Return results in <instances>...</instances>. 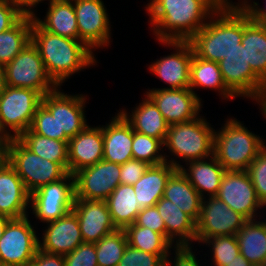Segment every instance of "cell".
<instances>
[{
    "label": "cell",
    "mask_w": 266,
    "mask_h": 266,
    "mask_svg": "<svg viewBox=\"0 0 266 266\" xmlns=\"http://www.w3.org/2000/svg\"><path fill=\"white\" fill-rule=\"evenodd\" d=\"M225 266H253L249 263L241 254L231 260L229 263H225Z\"/></svg>",
    "instance_id": "51"
},
{
    "label": "cell",
    "mask_w": 266,
    "mask_h": 266,
    "mask_svg": "<svg viewBox=\"0 0 266 266\" xmlns=\"http://www.w3.org/2000/svg\"><path fill=\"white\" fill-rule=\"evenodd\" d=\"M79 40L93 52L107 49L113 43L110 13L103 0H73ZM112 42V43H111Z\"/></svg>",
    "instance_id": "13"
},
{
    "label": "cell",
    "mask_w": 266,
    "mask_h": 266,
    "mask_svg": "<svg viewBox=\"0 0 266 266\" xmlns=\"http://www.w3.org/2000/svg\"><path fill=\"white\" fill-rule=\"evenodd\" d=\"M202 198L217 195L226 172L213 155L202 160H193L179 168Z\"/></svg>",
    "instance_id": "26"
},
{
    "label": "cell",
    "mask_w": 266,
    "mask_h": 266,
    "mask_svg": "<svg viewBox=\"0 0 266 266\" xmlns=\"http://www.w3.org/2000/svg\"><path fill=\"white\" fill-rule=\"evenodd\" d=\"M0 139H11L6 132L2 129L1 125H0Z\"/></svg>",
    "instance_id": "57"
},
{
    "label": "cell",
    "mask_w": 266,
    "mask_h": 266,
    "mask_svg": "<svg viewBox=\"0 0 266 266\" xmlns=\"http://www.w3.org/2000/svg\"><path fill=\"white\" fill-rule=\"evenodd\" d=\"M117 229H125L134 224L142 210L136 200L133 185L119 184L105 200Z\"/></svg>",
    "instance_id": "33"
},
{
    "label": "cell",
    "mask_w": 266,
    "mask_h": 266,
    "mask_svg": "<svg viewBox=\"0 0 266 266\" xmlns=\"http://www.w3.org/2000/svg\"><path fill=\"white\" fill-rule=\"evenodd\" d=\"M6 86H7V84H6L4 67H3V65L0 64V96L5 91Z\"/></svg>",
    "instance_id": "52"
},
{
    "label": "cell",
    "mask_w": 266,
    "mask_h": 266,
    "mask_svg": "<svg viewBox=\"0 0 266 266\" xmlns=\"http://www.w3.org/2000/svg\"><path fill=\"white\" fill-rule=\"evenodd\" d=\"M198 247L202 250H204L203 248L205 247V251L208 249L206 252L204 251L205 254L203 255L205 258L206 256L208 257V262H211L209 263L210 266H225V263H229L240 254L238 241L235 235L207 238Z\"/></svg>",
    "instance_id": "37"
},
{
    "label": "cell",
    "mask_w": 266,
    "mask_h": 266,
    "mask_svg": "<svg viewBox=\"0 0 266 266\" xmlns=\"http://www.w3.org/2000/svg\"><path fill=\"white\" fill-rule=\"evenodd\" d=\"M3 67L8 86L32 89L42 97L58 87L49 77L40 53L32 42Z\"/></svg>",
    "instance_id": "11"
},
{
    "label": "cell",
    "mask_w": 266,
    "mask_h": 266,
    "mask_svg": "<svg viewBox=\"0 0 266 266\" xmlns=\"http://www.w3.org/2000/svg\"><path fill=\"white\" fill-rule=\"evenodd\" d=\"M259 111L261 112L262 114V118H264V120H266V100L264 102V104L262 106H258Z\"/></svg>",
    "instance_id": "56"
},
{
    "label": "cell",
    "mask_w": 266,
    "mask_h": 266,
    "mask_svg": "<svg viewBox=\"0 0 266 266\" xmlns=\"http://www.w3.org/2000/svg\"><path fill=\"white\" fill-rule=\"evenodd\" d=\"M247 219L233 211L216 196L202 199L200 215L196 221L197 247L207 238L236 235Z\"/></svg>",
    "instance_id": "15"
},
{
    "label": "cell",
    "mask_w": 266,
    "mask_h": 266,
    "mask_svg": "<svg viewBox=\"0 0 266 266\" xmlns=\"http://www.w3.org/2000/svg\"><path fill=\"white\" fill-rule=\"evenodd\" d=\"M133 159L144 161L148 165H157L164 163V145L157 138L140 134L133 130L132 143Z\"/></svg>",
    "instance_id": "39"
},
{
    "label": "cell",
    "mask_w": 266,
    "mask_h": 266,
    "mask_svg": "<svg viewBox=\"0 0 266 266\" xmlns=\"http://www.w3.org/2000/svg\"><path fill=\"white\" fill-rule=\"evenodd\" d=\"M149 166L150 165H148L146 162L136 159H131L126 163L121 164L120 184H135L142 177Z\"/></svg>",
    "instance_id": "47"
},
{
    "label": "cell",
    "mask_w": 266,
    "mask_h": 266,
    "mask_svg": "<svg viewBox=\"0 0 266 266\" xmlns=\"http://www.w3.org/2000/svg\"><path fill=\"white\" fill-rule=\"evenodd\" d=\"M159 45L171 51L167 55L156 58L147 65L149 73L167 85L161 89H183L190 85V64L193 49L189 41H158Z\"/></svg>",
    "instance_id": "14"
},
{
    "label": "cell",
    "mask_w": 266,
    "mask_h": 266,
    "mask_svg": "<svg viewBox=\"0 0 266 266\" xmlns=\"http://www.w3.org/2000/svg\"><path fill=\"white\" fill-rule=\"evenodd\" d=\"M166 258L127 245L118 266H164Z\"/></svg>",
    "instance_id": "43"
},
{
    "label": "cell",
    "mask_w": 266,
    "mask_h": 266,
    "mask_svg": "<svg viewBox=\"0 0 266 266\" xmlns=\"http://www.w3.org/2000/svg\"><path fill=\"white\" fill-rule=\"evenodd\" d=\"M262 205L266 208V147L246 170Z\"/></svg>",
    "instance_id": "40"
},
{
    "label": "cell",
    "mask_w": 266,
    "mask_h": 266,
    "mask_svg": "<svg viewBox=\"0 0 266 266\" xmlns=\"http://www.w3.org/2000/svg\"><path fill=\"white\" fill-rule=\"evenodd\" d=\"M128 245L158 256H168L174 247L162 234L150 228L132 224L125 229Z\"/></svg>",
    "instance_id": "36"
},
{
    "label": "cell",
    "mask_w": 266,
    "mask_h": 266,
    "mask_svg": "<svg viewBox=\"0 0 266 266\" xmlns=\"http://www.w3.org/2000/svg\"><path fill=\"white\" fill-rule=\"evenodd\" d=\"M121 164L101 160L76 172L75 199L106 200L120 184Z\"/></svg>",
    "instance_id": "18"
},
{
    "label": "cell",
    "mask_w": 266,
    "mask_h": 266,
    "mask_svg": "<svg viewBox=\"0 0 266 266\" xmlns=\"http://www.w3.org/2000/svg\"><path fill=\"white\" fill-rule=\"evenodd\" d=\"M41 3L48 5L44 17L37 13L39 11L37 7H40ZM29 12L42 29L62 37L79 40L73 0H40L29 9Z\"/></svg>",
    "instance_id": "21"
},
{
    "label": "cell",
    "mask_w": 266,
    "mask_h": 266,
    "mask_svg": "<svg viewBox=\"0 0 266 266\" xmlns=\"http://www.w3.org/2000/svg\"><path fill=\"white\" fill-rule=\"evenodd\" d=\"M163 198L175 203L195 222L198 220L203 198L180 169H176L167 180Z\"/></svg>",
    "instance_id": "32"
},
{
    "label": "cell",
    "mask_w": 266,
    "mask_h": 266,
    "mask_svg": "<svg viewBox=\"0 0 266 266\" xmlns=\"http://www.w3.org/2000/svg\"><path fill=\"white\" fill-rule=\"evenodd\" d=\"M265 217L247 220L235 235L240 254L253 266H266Z\"/></svg>",
    "instance_id": "31"
},
{
    "label": "cell",
    "mask_w": 266,
    "mask_h": 266,
    "mask_svg": "<svg viewBox=\"0 0 266 266\" xmlns=\"http://www.w3.org/2000/svg\"><path fill=\"white\" fill-rule=\"evenodd\" d=\"M237 1V0H236ZM238 3L250 14L251 18L260 24L266 25V0L261 6L256 0H238Z\"/></svg>",
    "instance_id": "49"
},
{
    "label": "cell",
    "mask_w": 266,
    "mask_h": 266,
    "mask_svg": "<svg viewBox=\"0 0 266 266\" xmlns=\"http://www.w3.org/2000/svg\"><path fill=\"white\" fill-rule=\"evenodd\" d=\"M197 250L198 248L195 249L194 245L174 246L165 259L164 266H203L206 264L207 258L204 257V259H202V256L204 255H201L200 253L202 252L203 254V251L199 250L198 254L201 259H198L199 257L196 253ZM202 260H205V262Z\"/></svg>",
    "instance_id": "41"
},
{
    "label": "cell",
    "mask_w": 266,
    "mask_h": 266,
    "mask_svg": "<svg viewBox=\"0 0 266 266\" xmlns=\"http://www.w3.org/2000/svg\"><path fill=\"white\" fill-rule=\"evenodd\" d=\"M147 90V91H146ZM145 93L153 100L169 125L194 120L203 113L202 98L190 88H147Z\"/></svg>",
    "instance_id": "17"
},
{
    "label": "cell",
    "mask_w": 266,
    "mask_h": 266,
    "mask_svg": "<svg viewBox=\"0 0 266 266\" xmlns=\"http://www.w3.org/2000/svg\"><path fill=\"white\" fill-rule=\"evenodd\" d=\"M31 42L37 47L49 77L58 87L65 86L64 83L72 76L99 66L97 54L84 42L48 32L34 20Z\"/></svg>",
    "instance_id": "2"
},
{
    "label": "cell",
    "mask_w": 266,
    "mask_h": 266,
    "mask_svg": "<svg viewBox=\"0 0 266 266\" xmlns=\"http://www.w3.org/2000/svg\"><path fill=\"white\" fill-rule=\"evenodd\" d=\"M211 124L206 114H201L194 120L169 125L163 143L166 162L179 169L189 161L213 156L215 126Z\"/></svg>",
    "instance_id": "5"
},
{
    "label": "cell",
    "mask_w": 266,
    "mask_h": 266,
    "mask_svg": "<svg viewBox=\"0 0 266 266\" xmlns=\"http://www.w3.org/2000/svg\"><path fill=\"white\" fill-rule=\"evenodd\" d=\"M134 224L150 228L166 238V226L156 206L143 208L137 215Z\"/></svg>",
    "instance_id": "46"
},
{
    "label": "cell",
    "mask_w": 266,
    "mask_h": 266,
    "mask_svg": "<svg viewBox=\"0 0 266 266\" xmlns=\"http://www.w3.org/2000/svg\"><path fill=\"white\" fill-rule=\"evenodd\" d=\"M246 62L266 84V25L255 22L244 9V31L241 41Z\"/></svg>",
    "instance_id": "29"
},
{
    "label": "cell",
    "mask_w": 266,
    "mask_h": 266,
    "mask_svg": "<svg viewBox=\"0 0 266 266\" xmlns=\"http://www.w3.org/2000/svg\"><path fill=\"white\" fill-rule=\"evenodd\" d=\"M189 88L197 97H201L199 89L215 91L216 96L225 101H234L236 96L226 87L218 62L207 61L197 57L193 52L190 64V85Z\"/></svg>",
    "instance_id": "28"
},
{
    "label": "cell",
    "mask_w": 266,
    "mask_h": 266,
    "mask_svg": "<svg viewBox=\"0 0 266 266\" xmlns=\"http://www.w3.org/2000/svg\"><path fill=\"white\" fill-rule=\"evenodd\" d=\"M30 130L35 134L58 140L57 118L42 103L36 109Z\"/></svg>",
    "instance_id": "42"
},
{
    "label": "cell",
    "mask_w": 266,
    "mask_h": 266,
    "mask_svg": "<svg viewBox=\"0 0 266 266\" xmlns=\"http://www.w3.org/2000/svg\"><path fill=\"white\" fill-rule=\"evenodd\" d=\"M216 197L247 220L266 216V208L258 199L246 171H226Z\"/></svg>",
    "instance_id": "16"
},
{
    "label": "cell",
    "mask_w": 266,
    "mask_h": 266,
    "mask_svg": "<svg viewBox=\"0 0 266 266\" xmlns=\"http://www.w3.org/2000/svg\"><path fill=\"white\" fill-rule=\"evenodd\" d=\"M33 17L28 11L13 27L0 33V64L13 60L31 42Z\"/></svg>",
    "instance_id": "34"
},
{
    "label": "cell",
    "mask_w": 266,
    "mask_h": 266,
    "mask_svg": "<svg viewBox=\"0 0 266 266\" xmlns=\"http://www.w3.org/2000/svg\"><path fill=\"white\" fill-rule=\"evenodd\" d=\"M10 220V218L0 215V238L2 237L4 230L6 228V225L8 223V221Z\"/></svg>",
    "instance_id": "53"
},
{
    "label": "cell",
    "mask_w": 266,
    "mask_h": 266,
    "mask_svg": "<svg viewBox=\"0 0 266 266\" xmlns=\"http://www.w3.org/2000/svg\"><path fill=\"white\" fill-rule=\"evenodd\" d=\"M41 99L32 89L6 86L0 96V125L10 138H18L30 129Z\"/></svg>",
    "instance_id": "12"
},
{
    "label": "cell",
    "mask_w": 266,
    "mask_h": 266,
    "mask_svg": "<svg viewBox=\"0 0 266 266\" xmlns=\"http://www.w3.org/2000/svg\"><path fill=\"white\" fill-rule=\"evenodd\" d=\"M11 139H0V168L8 162V144Z\"/></svg>",
    "instance_id": "50"
},
{
    "label": "cell",
    "mask_w": 266,
    "mask_h": 266,
    "mask_svg": "<svg viewBox=\"0 0 266 266\" xmlns=\"http://www.w3.org/2000/svg\"><path fill=\"white\" fill-rule=\"evenodd\" d=\"M226 87L237 97L248 99L257 106L266 100V84L252 71L246 62L242 43L218 62Z\"/></svg>",
    "instance_id": "7"
},
{
    "label": "cell",
    "mask_w": 266,
    "mask_h": 266,
    "mask_svg": "<svg viewBox=\"0 0 266 266\" xmlns=\"http://www.w3.org/2000/svg\"><path fill=\"white\" fill-rule=\"evenodd\" d=\"M27 149L43 159L60 163L68 171V141L56 140L27 129L17 138Z\"/></svg>",
    "instance_id": "35"
},
{
    "label": "cell",
    "mask_w": 266,
    "mask_h": 266,
    "mask_svg": "<svg viewBox=\"0 0 266 266\" xmlns=\"http://www.w3.org/2000/svg\"><path fill=\"white\" fill-rule=\"evenodd\" d=\"M18 2H21L28 10L38 1L40 0H17Z\"/></svg>",
    "instance_id": "54"
},
{
    "label": "cell",
    "mask_w": 266,
    "mask_h": 266,
    "mask_svg": "<svg viewBox=\"0 0 266 266\" xmlns=\"http://www.w3.org/2000/svg\"><path fill=\"white\" fill-rule=\"evenodd\" d=\"M28 11L21 2L0 0V33L13 27Z\"/></svg>",
    "instance_id": "44"
},
{
    "label": "cell",
    "mask_w": 266,
    "mask_h": 266,
    "mask_svg": "<svg viewBox=\"0 0 266 266\" xmlns=\"http://www.w3.org/2000/svg\"><path fill=\"white\" fill-rule=\"evenodd\" d=\"M75 200V178L68 173L64 178L41 186L30 194V215L39 223L55 221L72 211ZM32 211V212H31Z\"/></svg>",
    "instance_id": "9"
},
{
    "label": "cell",
    "mask_w": 266,
    "mask_h": 266,
    "mask_svg": "<svg viewBox=\"0 0 266 266\" xmlns=\"http://www.w3.org/2000/svg\"><path fill=\"white\" fill-rule=\"evenodd\" d=\"M8 163L14 168L31 194L41 186L64 178L69 172L57 162L34 154L17 138L8 144Z\"/></svg>",
    "instance_id": "6"
},
{
    "label": "cell",
    "mask_w": 266,
    "mask_h": 266,
    "mask_svg": "<svg viewBox=\"0 0 266 266\" xmlns=\"http://www.w3.org/2000/svg\"><path fill=\"white\" fill-rule=\"evenodd\" d=\"M31 218L27 215L8 221L0 238V261L3 266H27L34 258L39 249V232Z\"/></svg>",
    "instance_id": "10"
},
{
    "label": "cell",
    "mask_w": 266,
    "mask_h": 266,
    "mask_svg": "<svg viewBox=\"0 0 266 266\" xmlns=\"http://www.w3.org/2000/svg\"><path fill=\"white\" fill-rule=\"evenodd\" d=\"M103 147L102 127L89 124L68 141V172L74 175L103 160Z\"/></svg>",
    "instance_id": "22"
},
{
    "label": "cell",
    "mask_w": 266,
    "mask_h": 266,
    "mask_svg": "<svg viewBox=\"0 0 266 266\" xmlns=\"http://www.w3.org/2000/svg\"><path fill=\"white\" fill-rule=\"evenodd\" d=\"M166 226V239L173 246L195 245L196 222L165 198L155 204Z\"/></svg>",
    "instance_id": "27"
},
{
    "label": "cell",
    "mask_w": 266,
    "mask_h": 266,
    "mask_svg": "<svg viewBox=\"0 0 266 266\" xmlns=\"http://www.w3.org/2000/svg\"><path fill=\"white\" fill-rule=\"evenodd\" d=\"M243 31L244 8L236 1L226 0L188 41L197 57L219 62L238 47Z\"/></svg>",
    "instance_id": "3"
},
{
    "label": "cell",
    "mask_w": 266,
    "mask_h": 266,
    "mask_svg": "<svg viewBox=\"0 0 266 266\" xmlns=\"http://www.w3.org/2000/svg\"><path fill=\"white\" fill-rule=\"evenodd\" d=\"M72 211L78 218L84 243H97L117 230L104 200L75 199Z\"/></svg>",
    "instance_id": "20"
},
{
    "label": "cell",
    "mask_w": 266,
    "mask_h": 266,
    "mask_svg": "<svg viewBox=\"0 0 266 266\" xmlns=\"http://www.w3.org/2000/svg\"><path fill=\"white\" fill-rule=\"evenodd\" d=\"M127 245V237L123 229H117L105 235L95 243L98 266H118Z\"/></svg>",
    "instance_id": "38"
},
{
    "label": "cell",
    "mask_w": 266,
    "mask_h": 266,
    "mask_svg": "<svg viewBox=\"0 0 266 266\" xmlns=\"http://www.w3.org/2000/svg\"><path fill=\"white\" fill-rule=\"evenodd\" d=\"M64 259L66 266H98L95 243H81Z\"/></svg>",
    "instance_id": "45"
},
{
    "label": "cell",
    "mask_w": 266,
    "mask_h": 266,
    "mask_svg": "<svg viewBox=\"0 0 266 266\" xmlns=\"http://www.w3.org/2000/svg\"><path fill=\"white\" fill-rule=\"evenodd\" d=\"M224 119L221 127L215 128L213 155L226 171H246L266 147V135L255 134L233 116Z\"/></svg>",
    "instance_id": "4"
},
{
    "label": "cell",
    "mask_w": 266,
    "mask_h": 266,
    "mask_svg": "<svg viewBox=\"0 0 266 266\" xmlns=\"http://www.w3.org/2000/svg\"><path fill=\"white\" fill-rule=\"evenodd\" d=\"M105 125H100L103 132V160L124 164L133 159V129L117 111Z\"/></svg>",
    "instance_id": "24"
},
{
    "label": "cell",
    "mask_w": 266,
    "mask_h": 266,
    "mask_svg": "<svg viewBox=\"0 0 266 266\" xmlns=\"http://www.w3.org/2000/svg\"><path fill=\"white\" fill-rule=\"evenodd\" d=\"M159 0H148L144 5L145 14L158 2Z\"/></svg>",
    "instance_id": "55"
},
{
    "label": "cell",
    "mask_w": 266,
    "mask_h": 266,
    "mask_svg": "<svg viewBox=\"0 0 266 266\" xmlns=\"http://www.w3.org/2000/svg\"><path fill=\"white\" fill-rule=\"evenodd\" d=\"M225 1L159 0L146 13L155 42L188 41Z\"/></svg>",
    "instance_id": "1"
},
{
    "label": "cell",
    "mask_w": 266,
    "mask_h": 266,
    "mask_svg": "<svg viewBox=\"0 0 266 266\" xmlns=\"http://www.w3.org/2000/svg\"><path fill=\"white\" fill-rule=\"evenodd\" d=\"M70 93L57 87L41 99V103L57 118L58 140L69 141L89 125L85 113L90 99L88 93Z\"/></svg>",
    "instance_id": "8"
},
{
    "label": "cell",
    "mask_w": 266,
    "mask_h": 266,
    "mask_svg": "<svg viewBox=\"0 0 266 266\" xmlns=\"http://www.w3.org/2000/svg\"><path fill=\"white\" fill-rule=\"evenodd\" d=\"M29 209L30 193L7 162L0 168V215L17 219L29 215Z\"/></svg>",
    "instance_id": "23"
},
{
    "label": "cell",
    "mask_w": 266,
    "mask_h": 266,
    "mask_svg": "<svg viewBox=\"0 0 266 266\" xmlns=\"http://www.w3.org/2000/svg\"><path fill=\"white\" fill-rule=\"evenodd\" d=\"M41 229L38 239L39 249L42 251L65 256L84 242L78 218L73 211L55 221L45 223Z\"/></svg>",
    "instance_id": "19"
},
{
    "label": "cell",
    "mask_w": 266,
    "mask_h": 266,
    "mask_svg": "<svg viewBox=\"0 0 266 266\" xmlns=\"http://www.w3.org/2000/svg\"><path fill=\"white\" fill-rule=\"evenodd\" d=\"M141 98L142 100H139L140 102L135 104L136 107H132L131 110L122 107L116 111L125 118L135 132L157 138L164 143L169 124L145 92Z\"/></svg>",
    "instance_id": "25"
},
{
    "label": "cell",
    "mask_w": 266,
    "mask_h": 266,
    "mask_svg": "<svg viewBox=\"0 0 266 266\" xmlns=\"http://www.w3.org/2000/svg\"><path fill=\"white\" fill-rule=\"evenodd\" d=\"M27 266H66L63 255L53 254L40 249Z\"/></svg>",
    "instance_id": "48"
},
{
    "label": "cell",
    "mask_w": 266,
    "mask_h": 266,
    "mask_svg": "<svg viewBox=\"0 0 266 266\" xmlns=\"http://www.w3.org/2000/svg\"><path fill=\"white\" fill-rule=\"evenodd\" d=\"M176 168L164 162L157 165H150L142 177L133 184L141 209L155 206V204L163 197L167 180Z\"/></svg>",
    "instance_id": "30"
}]
</instances>
